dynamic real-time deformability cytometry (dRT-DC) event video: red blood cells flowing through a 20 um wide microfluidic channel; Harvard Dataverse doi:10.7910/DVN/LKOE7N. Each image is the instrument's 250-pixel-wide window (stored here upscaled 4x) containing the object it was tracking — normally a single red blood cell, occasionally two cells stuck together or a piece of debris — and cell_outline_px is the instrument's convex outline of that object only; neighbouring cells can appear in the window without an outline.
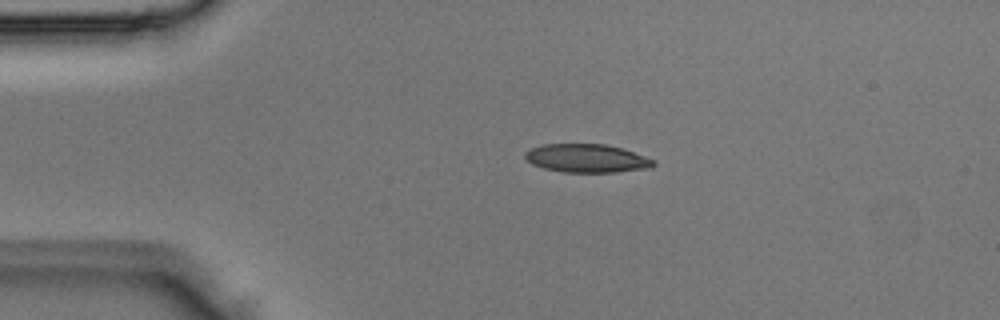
{"species": "Egyptian fruit bat (a non-hibernating species)", "species_latin": "Rousettus aegyptiacus", "temperature_condition": "room temperature", "stored_images_in_passage": 3, "camera_frame_rate_fps": 3000, "um_per_image_px": 0.085, "animal": {"sex": "male"}, "frame": {"image": 1, "passage_image": 2, "time_ms": 0.333, "image_size_px": [1000, 320], "cell_outline_px": [[656, 164], [652, 168], [616, 172], [564, 172], [544, 168], [532, 164], [524, 156], [524, 152], [532, 148], [544, 144], [604, 144], [624, 148], [656, 160]], "centroid_in_image_um": [49.93, 13.45], "position_along_channel_um": 35.1, "area_um2": 21.39}}